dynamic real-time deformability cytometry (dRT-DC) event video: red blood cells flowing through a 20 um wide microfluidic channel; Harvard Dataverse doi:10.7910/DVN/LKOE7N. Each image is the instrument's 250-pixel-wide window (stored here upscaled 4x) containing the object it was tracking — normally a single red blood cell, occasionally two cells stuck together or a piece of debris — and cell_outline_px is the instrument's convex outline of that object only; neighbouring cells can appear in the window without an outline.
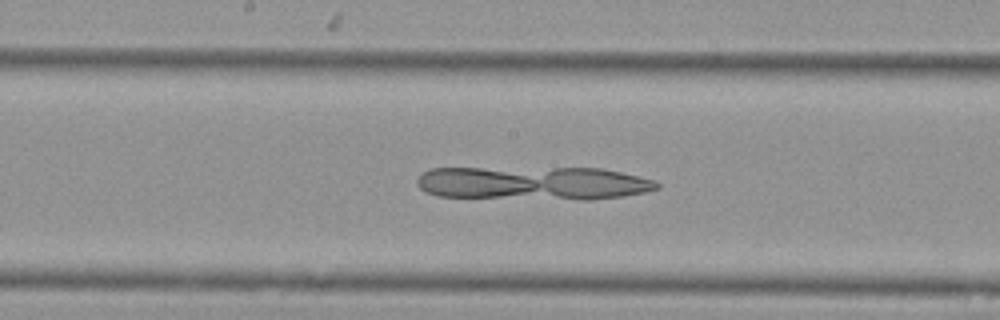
{"species": "Egyptian fruit bat (a non-hibernating species)", "species_latin": "Rousettus aegyptiacus", "temperature_condition": "cold", "stored_images_in_passage": 33, "camera_frame_rate_fps": 3000, "um_per_image_px": 0.085, "animal": {"sex": "female"}, "frame": {"image": 1, "passage_image": 28, "time_ms": 9.0, "image_size_px": [1000, 320], "cell_outline_px": [[660, 188], [644, 192], [624, 196], [592, 200], [580, 200], [436, 196], [424, 192], [416, 184], [416, 180], [424, 172], [432, 168], [604, 168], [656, 180], [660, 184]], "centroid_in_image_um": [45.36, 15.57], "position_along_channel_um": 202.8, "area_um2": 47.4}}